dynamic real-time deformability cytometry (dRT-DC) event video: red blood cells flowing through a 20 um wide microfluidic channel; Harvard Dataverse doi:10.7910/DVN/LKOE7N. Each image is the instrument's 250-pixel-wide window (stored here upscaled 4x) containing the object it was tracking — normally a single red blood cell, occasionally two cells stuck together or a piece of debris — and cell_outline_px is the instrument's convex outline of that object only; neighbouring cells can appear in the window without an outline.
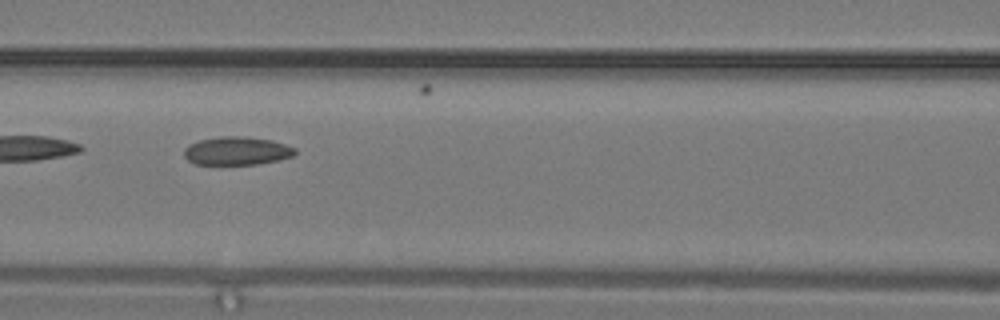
{"species": "common noctule bat (a hibernating species)", "species_latin": "Nyctalus noctula", "temperature_condition": "warm", "stored_images_in_passage": 17, "camera_frame_rate_fps": 3000, "um_per_image_px": 0.085, "animal": {"sex": "male", "body_mass_g": 19.2, "forearm_length_mm": 51.8}, "frame": {"image": 1, "passage_image": 10, "time_ms": 3.0, "image_size_px": [1000, 320], "cell_outline_px": [[296, 152], [292, 156], [280, 160], [256, 164], [196, 164], [188, 160], [184, 156], [184, 148], [188, 144], [200, 140], [220, 136], [244, 136], [272, 140], [296, 148]], "centroid_in_image_um": [20.12, 12.82], "position_along_channel_um": 146.5, "area_um2": 18.32}}
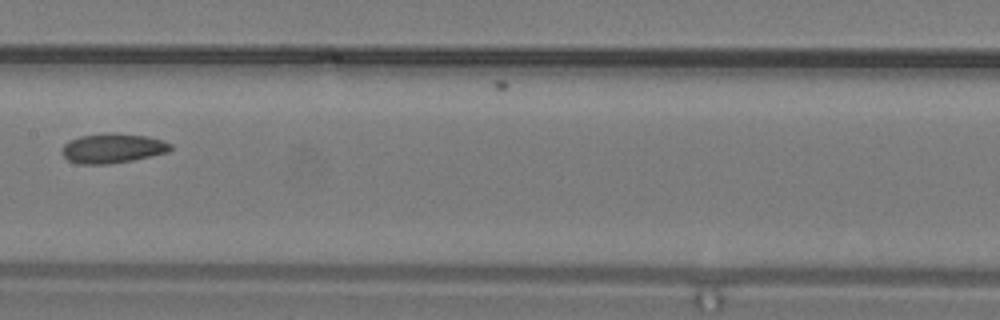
{"frame": {"image": 2, "passage_image": 12, "time_ms": 3.667, "image_size_px": [1000, 320], "cell_outline_px": [[172, 148], [168, 152], [132, 160], [108, 164], [80, 164], [68, 160], [60, 152], [64, 144], [80, 136], [112, 132], [116, 132], [148, 136], [172, 144]], "centroid_in_image_um": [9.57, 12.59], "position_along_channel_um": 197.8, "area_um2": 18.73}}